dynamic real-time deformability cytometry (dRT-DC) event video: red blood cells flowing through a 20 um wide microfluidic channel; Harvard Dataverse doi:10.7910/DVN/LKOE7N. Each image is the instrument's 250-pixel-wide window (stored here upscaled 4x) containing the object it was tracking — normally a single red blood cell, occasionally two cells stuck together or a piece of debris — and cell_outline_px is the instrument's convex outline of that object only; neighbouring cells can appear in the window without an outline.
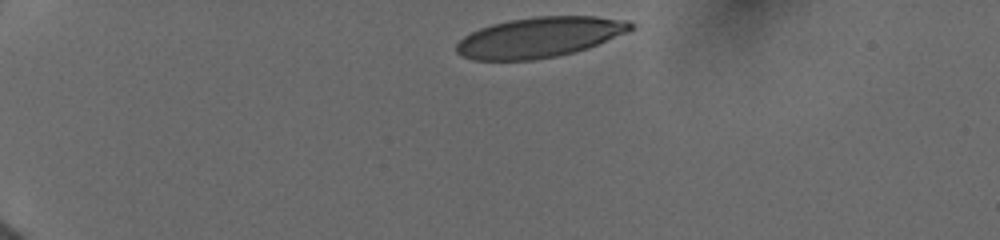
{"species": "human", "species_latin": "Homo sapiens", "temperature_condition": "cold", "stored_images_in_passage": 9, "camera_frame_rate_fps": 3000, "um_per_image_px": 0.085, "donor": {"sex": "female"}, "frame": {"image": 1, "passage_image": 1, "time_ms": 0.0, "image_size_px": [1000, 240], "cell_outline_px": [[636, 28], [628, 32], [588, 48], [556, 56], [532, 60], [472, 60], [460, 56], [456, 52], [456, 44], [464, 36], [480, 28], [492, 24], [512, 20], [536, 16], [596, 16], [628, 20], [636, 24]], "centroid_in_image_um": [45.89, 3.16], "position_along_channel_um": 39.1, "area_um2": 41.04}}